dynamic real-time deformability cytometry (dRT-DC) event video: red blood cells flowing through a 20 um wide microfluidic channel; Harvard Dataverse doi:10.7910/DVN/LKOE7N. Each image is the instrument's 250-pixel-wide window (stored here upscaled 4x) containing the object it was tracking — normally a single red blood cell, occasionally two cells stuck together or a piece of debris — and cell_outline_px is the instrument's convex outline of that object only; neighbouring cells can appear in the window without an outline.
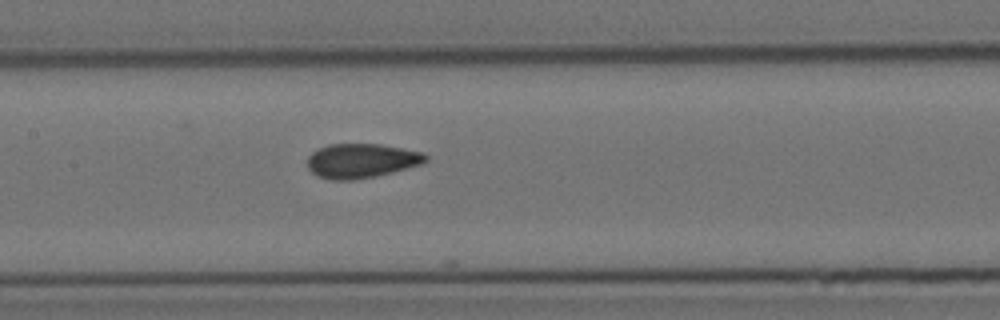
{"species": "Egyptian fruit bat (a non-hibernating species)", "species_latin": "Rousettus aegyptiacus", "temperature_condition": "cold", "stored_images_in_passage": 6, "camera_frame_rate_fps": 3000, "um_per_image_px": 0.085, "animal": {"sex": "female"}, "frame": {"image": 1, "passage_image": 6, "time_ms": 7.333, "image_size_px": [1000, 320], "cell_outline_px": [[428, 160], [420, 164], [392, 172], [352, 180], [332, 180], [320, 176], [312, 172], [308, 168], [308, 156], [316, 148], [328, 144], [380, 144], [420, 152], [428, 156]], "centroid_in_image_um": [30.67, 13.65], "position_along_channel_um": 176.7, "area_um2": 23.41}}